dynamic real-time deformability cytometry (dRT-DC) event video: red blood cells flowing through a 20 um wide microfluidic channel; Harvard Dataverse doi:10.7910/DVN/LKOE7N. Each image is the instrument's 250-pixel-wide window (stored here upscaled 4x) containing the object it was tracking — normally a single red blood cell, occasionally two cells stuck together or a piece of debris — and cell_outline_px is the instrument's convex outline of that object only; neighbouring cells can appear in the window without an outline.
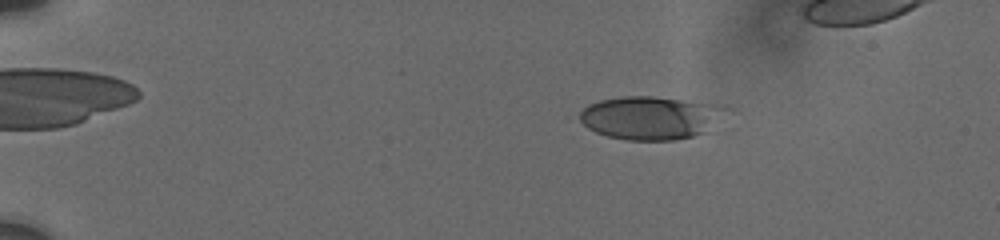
{"species": "human", "species_latin": "Homo sapiens", "temperature_condition": "cold", "stored_images_in_passage": 11, "camera_frame_rate_fps": 3000, "um_per_image_px": 0.085, "donor": {"sex": "male"}, "frame": {"image": 1, "passage_image": 2, "time_ms": 0.333, "image_size_px": [1000, 240], "cell_outline_px": [[728, 108], [704, 132], [692, 136], [672, 140], [628, 140], [608, 136], [596, 132], [588, 128], [568, 116], [588, 104], [600, 100], [620, 96], [652, 96], [716, 104]], "centroid_in_image_um": [55.09, 9.99], "position_along_channel_um": 29.9, "area_um2": 37.05}}
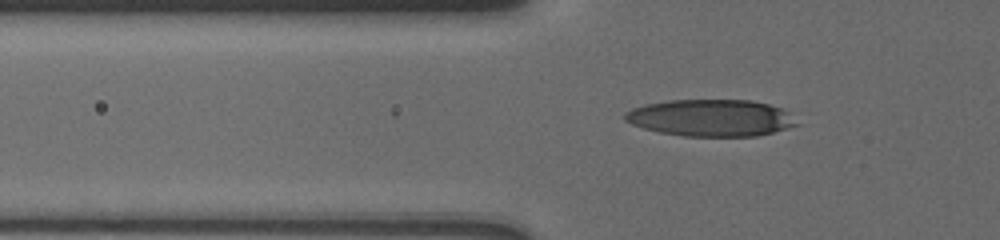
{"frame": {"image": 2, "passage_image": 9, "time_ms": 3.667, "image_size_px": [1000, 240], "cell_outline_px": [[800, 124], [772, 132], [756, 136], [684, 136], [660, 132], [644, 128], [632, 124], [624, 120], [624, 112], [632, 108], [644, 104], [668, 100], [752, 100], [768, 104], [780, 108], [788, 112]], "centroid_in_image_um": [60.4, 10.01], "position_along_channel_um": 65.4, "area_um2": 36.88}}